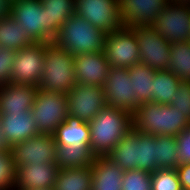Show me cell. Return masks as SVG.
Instances as JSON below:
<instances>
[{
    "label": "cell",
    "mask_w": 190,
    "mask_h": 190,
    "mask_svg": "<svg viewBox=\"0 0 190 190\" xmlns=\"http://www.w3.org/2000/svg\"><path fill=\"white\" fill-rule=\"evenodd\" d=\"M67 103L69 115L89 123L107 106L104 87L76 84L67 93Z\"/></svg>",
    "instance_id": "8fae6325"
},
{
    "label": "cell",
    "mask_w": 190,
    "mask_h": 190,
    "mask_svg": "<svg viewBox=\"0 0 190 190\" xmlns=\"http://www.w3.org/2000/svg\"><path fill=\"white\" fill-rule=\"evenodd\" d=\"M11 1L0 0V19L10 16Z\"/></svg>",
    "instance_id": "f35d334b"
},
{
    "label": "cell",
    "mask_w": 190,
    "mask_h": 190,
    "mask_svg": "<svg viewBox=\"0 0 190 190\" xmlns=\"http://www.w3.org/2000/svg\"><path fill=\"white\" fill-rule=\"evenodd\" d=\"M10 16L35 42L46 43V13L40 0L11 1Z\"/></svg>",
    "instance_id": "5bb4252c"
},
{
    "label": "cell",
    "mask_w": 190,
    "mask_h": 190,
    "mask_svg": "<svg viewBox=\"0 0 190 190\" xmlns=\"http://www.w3.org/2000/svg\"><path fill=\"white\" fill-rule=\"evenodd\" d=\"M105 37L106 33L102 30L74 14L61 25L53 43L76 56L104 52Z\"/></svg>",
    "instance_id": "3957f363"
},
{
    "label": "cell",
    "mask_w": 190,
    "mask_h": 190,
    "mask_svg": "<svg viewBox=\"0 0 190 190\" xmlns=\"http://www.w3.org/2000/svg\"><path fill=\"white\" fill-rule=\"evenodd\" d=\"M16 168L11 152L0 153V190H13Z\"/></svg>",
    "instance_id": "836d02e7"
},
{
    "label": "cell",
    "mask_w": 190,
    "mask_h": 190,
    "mask_svg": "<svg viewBox=\"0 0 190 190\" xmlns=\"http://www.w3.org/2000/svg\"><path fill=\"white\" fill-rule=\"evenodd\" d=\"M151 190H182L176 169H157L152 173Z\"/></svg>",
    "instance_id": "1f68e13d"
},
{
    "label": "cell",
    "mask_w": 190,
    "mask_h": 190,
    "mask_svg": "<svg viewBox=\"0 0 190 190\" xmlns=\"http://www.w3.org/2000/svg\"><path fill=\"white\" fill-rule=\"evenodd\" d=\"M109 68L104 52L84 53L74 56L76 84L103 87Z\"/></svg>",
    "instance_id": "e0dca14e"
},
{
    "label": "cell",
    "mask_w": 190,
    "mask_h": 190,
    "mask_svg": "<svg viewBox=\"0 0 190 190\" xmlns=\"http://www.w3.org/2000/svg\"><path fill=\"white\" fill-rule=\"evenodd\" d=\"M91 166L59 169L53 190H91Z\"/></svg>",
    "instance_id": "d4e9b609"
},
{
    "label": "cell",
    "mask_w": 190,
    "mask_h": 190,
    "mask_svg": "<svg viewBox=\"0 0 190 190\" xmlns=\"http://www.w3.org/2000/svg\"><path fill=\"white\" fill-rule=\"evenodd\" d=\"M46 13V43H52L60 27L75 13V0H40Z\"/></svg>",
    "instance_id": "44dd1931"
},
{
    "label": "cell",
    "mask_w": 190,
    "mask_h": 190,
    "mask_svg": "<svg viewBox=\"0 0 190 190\" xmlns=\"http://www.w3.org/2000/svg\"><path fill=\"white\" fill-rule=\"evenodd\" d=\"M103 87L107 106L126 111L131 115L135 113L139 103L133 91L128 68L110 67Z\"/></svg>",
    "instance_id": "4fadbf2b"
},
{
    "label": "cell",
    "mask_w": 190,
    "mask_h": 190,
    "mask_svg": "<svg viewBox=\"0 0 190 190\" xmlns=\"http://www.w3.org/2000/svg\"><path fill=\"white\" fill-rule=\"evenodd\" d=\"M15 51L0 47V86L11 83L12 64Z\"/></svg>",
    "instance_id": "d590c367"
},
{
    "label": "cell",
    "mask_w": 190,
    "mask_h": 190,
    "mask_svg": "<svg viewBox=\"0 0 190 190\" xmlns=\"http://www.w3.org/2000/svg\"><path fill=\"white\" fill-rule=\"evenodd\" d=\"M133 91L140 104L153 102V79L157 70L143 63H136L128 68Z\"/></svg>",
    "instance_id": "cb8c5ba5"
},
{
    "label": "cell",
    "mask_w": 190,
    "mask_h": 190,
    "mask_svg": "<svg viewBox=\"0 0 190 190\" xmlns=\"http://www.w3.org/2000/svg\"><path fill=\"white\" fill-rule=\"evenodd\" d=\"M3 152H11V151H10V147L8 146L6 142L5 136L0 128V153H3Z\"/></svg>",
    "instance_id": "ab89813d"
},
{
    "label": "cell",
    "mask_w": 190,
    "mask_h": 190,
    "mask_svg": "<svg viewBox=\"0 0 190 190\" xmlns=\"http://www.w3.org/2000/svg\"><path fill=\"white\" fill-rule=\"evenodd\" d=\"M138 131L133 127L106 155L124 171L137 169Z\"/></svg>",
    "instance_id": "603a6c76"
},
{
    "label": "cell",
    "mask_w": 190,
    "mask_h": 190,
    "mask_svg": "<svg viewBox=\"0 0 190 190\" xmlns=\"http://www.w3.org/2000/svg\"><path fill=\"white\" fill-rule=\"evenodd\" d=\"M90 150L95 157L106 156L132 129V115L106 106L89 123Z\"/></svg>",
    "instance_id": "6da1fadb"
},
{
    "label": "cell",
    "mask_w": 190,
    "mask_h": 190,
    "mask_svg": "<svg viewBox=\"0 0 190 190\" xmlns=\"http://www.w3.org/2000/svg\"><path fill=\"white\" fill-rule=\"evenodd\" d=\"M59 169L55 162L16 167L13 190L53 189Z\"/></svg>",
    "instance_id": "9a60e30c"
},
{
    "label": "cell",
    "mask_w": 190,
    "mask_h": 190,
    "mask_svg": "<svg viewBox=\"0 0 190 190\" xmlns=\"http://www.w3.org/2000/svg\"><path fill=\"white\" fill-rule=\"evenodd\" d=\"M44 67L38 89L67 93L76 85L74 56L58 48L53 42L45 43Z\"/></svg>",
    "instance_id": "277c9868"
},
{
    "label": "cell",
    "mask_w": 190,
    "mask_h": 190,
    "mask_svg": "<svg viewBox=\"0 0 190 190\" xmlns=\"http://www.w3.org/2000/svg\"><path fill=\"white\" fill-rule=\"evenodd\" d=\"M38 88L31 85L0 86V113L30 111Z\"/></svg>",
    "instance_id": "d6986e66"
},
{
    "label": "cell",
    "mask_w": 190,
    "mask_h": 190,
    "mask_svg": "<svg viewBox=\"0 0 190 190\" xmlns=\"http://www.w3.org/2000/svg\"><path fill=\"white\" fill-rule=\"evenodd\" d=\"M151 26L169 43L190 41V5L169 1Z\"/></svg>",
    "instance_id": "ba28073f"
},
{
    "label": "cell",
    "mask_w": 190,
    "mask_h": 190,
    "mask_svg": "<svg viewBox=\"0 0 190 190\" xmlns=\"http://www.w3.org/2000/svg\"><path fill=\"white\" fill-rule=\"evenodd\" d=\"M30 112L39 134L53 135L69 115L67 95L38 89Z\"/></svg>",
    "instance_id": "5b68a950"
},
{
    "label": "cell",
    "mask_w": 190,
    "mask_h": 190,
    "mask_svg": "<svg viewBox=\"0 0 190 190\" xmlns=\"http://www.w3.org/2000/svg\"><path fill=\"white\" fill-rule=\"evenodd\" d=\"M187 132H188V134L190 135V122H189V125H188V127L185 129Z\"/></svg>",
    "instance_id": "60d3db41"
},
{
    "label": "cell",
    "mask_w": 190,
    "mask_h": 190,
    "mask_svg": "<svg viewBox=\"0 0 190 190\" xmlns=\"http://www.w3.org/2000/svg\"><path fill=\"white\" fill-rule=\"evenodd\" d=\"M91 168V190H122L124 170L107 156L95 157Z\"/></svg>",
    "instance_id": "ffe728a7"
},
{
    "label": "cell",
    "mask_w": 190,
    "mask_h": 190,
    "mask_svg": "<svg viewBox=\"0 0 190 190\" xmlns=\"http://www.w3.org/2000/svg\"><path fill=\"white\" fill-rule=\"evenodd\" d=\"M0 128L10 148L39 135L36 121L30 111L0 113Z\"/></svg>",
    "instance_id": "ac0fdd59"
},
{
    "label": "cell",
    "mask_w": 190,
    "mask_h": 190,
    "mask_svg": "<svg viewBox=\"0 0 190 190\" xmlns=\"http://www.w3.org/2000/svg\"><path fill=\"white\" fill-rule=\"evenodd\" d=\"M137 169L151 174L158 169L154 135L138 132Z\"/></svg>",
    "instance_id": "4dcf8cb0"
},
{
    "label": "cell",
    "mask_w": 190,
    "mask_h": 190,
    "mask_svg": "<svg viewBox=\"0 0 190 190\" xmlns=\"http://www.w3.org/2000/svg\"><path fill=\"white\" fill-rule=\"evenodd\" d=\"M179 164L190 163V135L186 130L176 136Z\"/></svg>",
    "instance_id": "8d00e7d4"
},
{
    "label": "cell",
    "mask_w": 190,
    "mask_h": 190,
    "mask_svg": "<svg viewBox=\"0 0 190 190\" xmlns=\"http://www.w3.org/2000/svg\"><path fill=\"white\" fill-rule=\"evenodd\" d=\"M169 71L190 81V41L170 43Z\"/></svg>",
    "instance_id": "f1b7e54d"
},
{
    "label": "cell",
    "mask_w": 190,
    "mask_h": 190,
    "mask_svg": "<svg viewBox=\"0 0 190 190\" xmlns=\"http://www.w3.org/2000/svg\"><path fill=\"white\" fill-rule=\"evenodd\" d=\"M94 159L90 147L74 148L70 145H57L55 163L60 169L89 167Z\"/></svg>",
    "instance_id": "4316f807"
},
{
    "label": "cell",
    "mask_w": 190,
    "mask_h": 190,
    "mask_svg": "<svg viewBox=\"0 0 190 190\" xmlns=\"http://www.w3.org/2000/svg\"><path fill=\"white\" fill-rule=\"evenodd\" d=\"M158 169H176L178 162V148L175 136H155Z\"/></svg>",
    "instance_id": "f546056e"
},
{
    "label": "cell",
    "mask_w": 190,
    "mask_h": 190,
    "mask_svg": "<svg viewBox=\"0 0 190 190\" xmlns=\"http://www.w3.org/2000/svg\"><path fill=\"white\" fill-rule=\"evenodd\" d=\"M35 41L11 16L0 19V47L17 51Z\"/></svg>",
    "instance_id": "484cf974"
},
{
    "label": "cell",
    "mask_w": 190,
    "mask_h": 190,
    "mask_svg": "<svg viewBox=\"0 0 190 190\" xmlns=\"http://www.w3.org/2000/svg\"><path fill=\"white\" fill-rule=\"evenodd\" d=\"M57 145H70L74 148L90 147V129L87 122L68 115L53 134Z\"/></svg>",
    "instance_id": "7402d4cb"
},
{
    "label": "cell",
    "mask_w": 190,
    "mask_h": 190,
    "mask_svg": "<svg viewBox=\"0 0 190 190\" xmlns=\"http://www.w3.org/2000/svg\"><path fill=\"white\" fill-rule=\"evenodd\" d=\"M174 94V101L171 105L177 107L190 121V81L182 80Z\"/></svg>",
    "instance_id": "e575fe53"
},
{
    "label": "cell",
    "mask_w": 190,
    "mask_h": 190,
    "mask_svg": "<svg viewBox=\"0 0 190 190\" xmlns=\"http://www.w3.org/2000/svg\"><path fill=\"white\" fill-rule=\"evenodd\" d=\"M74 14L106 34L123 26L119 0H75Z\"/></svg>",
    "instance_id": "9c48e42d"
},
{
    "label": "cell",
    "mask_w": 190,
    "mask_h": 190,
    "mask_svg": "<svg viewBox=\"0 0 190 190\" xmlns=\"http://www.w3.org/2000/svg\"><path fill=\"white\" fill-rule=\"evenodd\" d=\"M176 172L182 189L190 190V163L180 164Z\"/></svg>",
    "instance_id": "74e56055"
},
{
    "label": "cell",
    "mask_w": 190,
    "mask_h": 190,
    "mask_svg": "<svg viewBox=\"0 0 190 190\" xmlns=\"http://www.w3.org/2000/svg\"><path fill=\"white\" fill-rule=\"evenodd\" d=\"M182 80L171 71L157 70L153 79V102L171 104Z\"/></svg>",
    "instance_id": "83f0119b"
},
{
    "label": "cell",
    "mask_w": 190,
    "mask_h": 190,
    "mask_svg": "<svg viewBox=\"0 0 190 190\" xmlns=\"http://www.w3.org/2000/svg\"><path fill=\"white\" fill-rule=\"evenodd\" d=\"M44 53L45 42H35L15 51L11 83L38 88L44 67Z\"/></svg>",
    "instance_id": "8992f818"
},
{
    "label": "cell",
    "mask_w": 190,
    "mask_h": 190,
    "mask_svg": "<svg viewBox=\"0 0 190 190\" xmlns=\"http://www.w3.org/2000/svg\"><path fill=\"white\" fill-rule=\"evenodd\" d=\"M133 128L141 133L178 136L189 125V120L171 104L146 102L132 115Z\"/></svg>",
    "instance_id": "7a4b0ae2"
},
{
    "label": "cell",
    "mask_w": 190,
    "mask_h": 190,
    "mask_svg": "<svg viewBox=\"0 0 190 190\" xmlns=\"http://www.w3.org/2000/svg\"><path fill=\"white\" fill-rule=\"evenodd\" d=\"M122 190H151V173L139 169L124 171Z\"/></svg>",
    "instance_id": "d6a6232c"
},
{
    "label": "cell",
    "mask_w": 190,
    "mask_h": 190,
    "mask_svg": "<svg viewBox=\"0 0 190 190\" xmlns=\"http://www.w3.org/2000/svg\"><path fill=\"white\" fill-rule=\"evenodd\" d=\"M104 54L110 67L129 68L139 63V47L134 27L122 26L106 34Z\"/></svg>",
    "instance_id": "52a82bcc"
},
{
    "label": "cell",
    "mask_w": 190,
    "mask_h": 190,
    "mask_svg": "<svg viewBox=\"0 0 190 190\" xmlns=\"http://www.w3.org/2000/svg\"><path fill=\"white\" fill-rule=\"evenodd\" d=\"M139 47V62L154 70L169 69L170 43L152 26L134 27Z\"/></svg>",
    "instance_id": "30bf717a"
},
{
    "label": "cell",
    "mask_w": 190,
    "mask_h": 190,
    "mask_svg": "<svg viewBox=\"0 0 190 190\" xmlns=\"http://www.w3.org/2000/svg\"><path fill=\"white\" fill-rule=\"evenodd\" d=\"M16 167L28 164H50L56 160L57 144L53 135L39 134L10 148Z\"/></svg>",
    "instance_id": "7c38bea8"
},
{
    "label": "cell",
    "mask_w": 190,
    "mask_h": 190,
    "mask_svg": "<svg viewBox=\"0 0 190 190\" xmlns=\"http://www.w3.org/2000/svg\"><path fill=\"white\" fill-rule=\"evenodd\" d=\"M168 0H119L122 25L128 28L151 26Z\"/></svg>",
    "instance_id": "2e32d148"
}]
</instances>
